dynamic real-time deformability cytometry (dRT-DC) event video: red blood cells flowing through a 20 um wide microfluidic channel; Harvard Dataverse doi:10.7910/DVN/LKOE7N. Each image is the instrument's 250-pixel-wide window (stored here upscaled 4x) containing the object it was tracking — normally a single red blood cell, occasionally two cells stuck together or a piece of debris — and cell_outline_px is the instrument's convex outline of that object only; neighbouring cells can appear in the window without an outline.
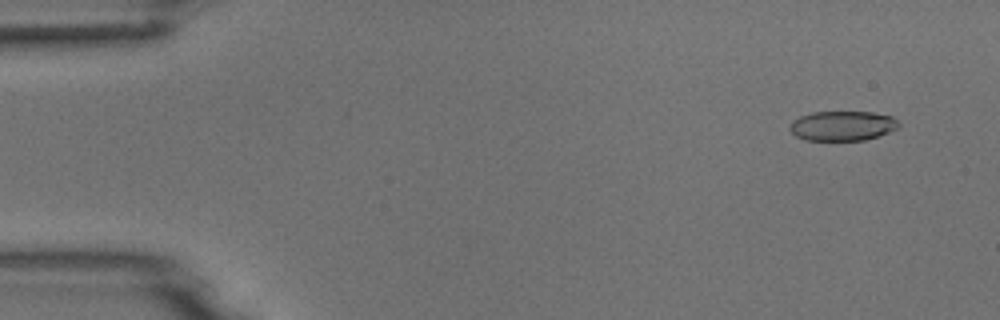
{"species": "common noctule bat (a hibernating species)", "species_latin": "Nyctalus noctula", "temperature_condition": "room temperature", "stored_images_in_passage": 7, "camera_frame_rate_fps": 3000, "um_per_image_px": 0.085, "animal": {"sex": "male", "body_mass_g": 18.8}, "frame": {"image": 1, "passage_image": 2, "time_ms": 0.333, "image_size_px": [1000, 320], "cell_outline_px": [[900, 124], [896, 128], [888, 132], [864, 140], [804, 140], [796, 136], [788, 128], [792, 120], [800, 116], [812, 112], [872, 112], [892, 116]], "centroid_in_image_um": [71.56, 10.69], "position_along_channel_um": 13.4, "area_um2": 18.79}}
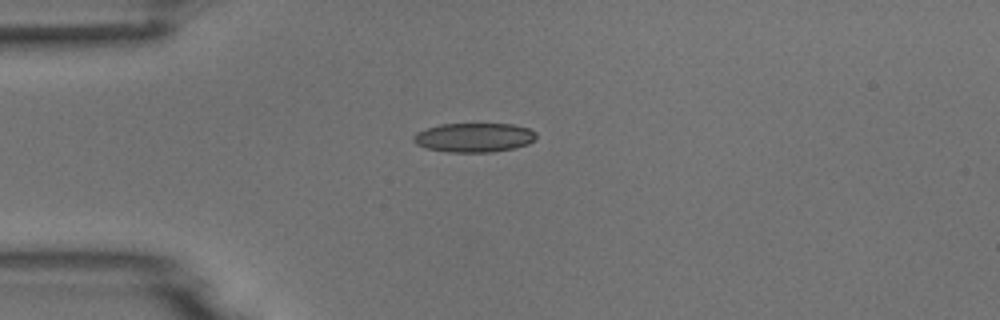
{"frame": {"image": 2, "passage_image": 4, "time_ms": 1.0, "image_size_px": [1000, 320], "cell_outline_px": [[536, 136], [528, 144], [512, 148], [492, 152], [448, 152], [428, 148], [416, 144], [412, 140], [412, 136], [416, 132], [424, 128], [440, 124], [512, 124], [528, 128], [536, 132]], "centroid_in_image_um": [40.25, 11.68], "position_along_channel_um": 44.8, "area_um2": 20.87}}